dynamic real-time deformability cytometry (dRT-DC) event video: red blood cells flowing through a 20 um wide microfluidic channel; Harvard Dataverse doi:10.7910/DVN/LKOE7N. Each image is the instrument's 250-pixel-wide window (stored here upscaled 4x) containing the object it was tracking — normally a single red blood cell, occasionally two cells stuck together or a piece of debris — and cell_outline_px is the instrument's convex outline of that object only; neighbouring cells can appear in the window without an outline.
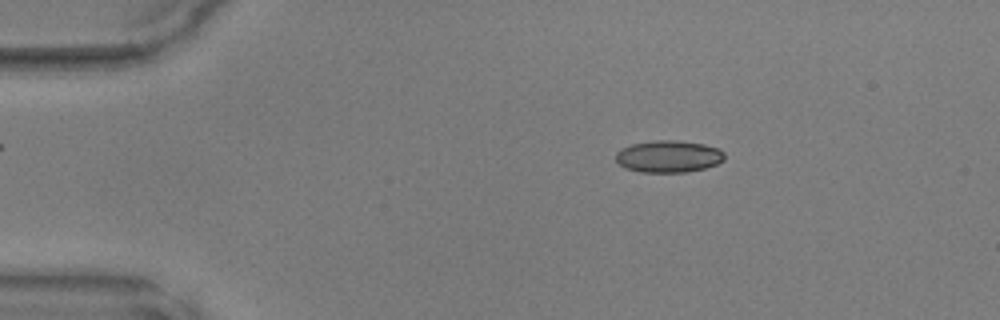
{"species": "common noctule bat (a hibernating species)", "species_latin": "Nyctalus noctula", "temperature_condition": "warm", "stored_images_in_passage": 40, "camera_frame_rate_fps": 3000, "um_per_image_px": 0.085, "animal": {"sex": "male", "body_mass_g": 17.9, "forearm_length_mm": 54.2}, "frame": {"image": 1, "passage_image": 1, "time_ms": 0.0, "image_size_px": [1000, 320], "cell_outline_px": [[724, 160], [716, 164], [704, 168], [688, 172], [640, 172], [624, 168], [616, 160], [616, 152], [620, 148], [632, 144], [656, 140], [676, 140], [704, 144], [720, 148], [724, 152]], "centroid_in_image_um": [56.82, 13.29], "position_along_channel_um": 28.2, "area_um2": 20.4}}
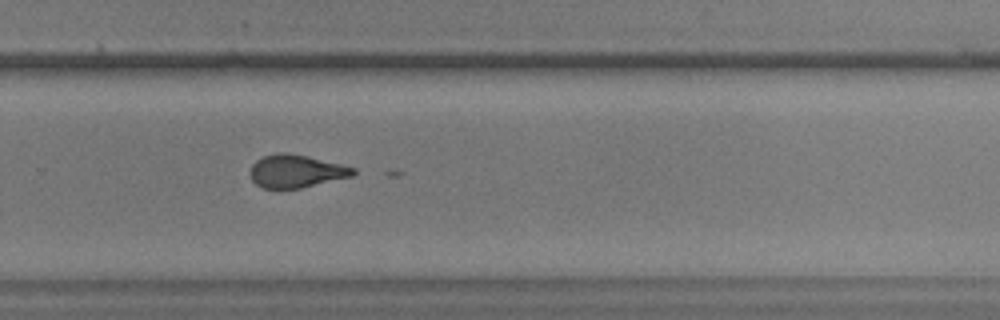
{"frame": {"image": 2, "passage_image": 25, "time_ms": 8.0, "image_size_px": [1000, 320], "cell_outline_px": [[356, 172], [352, 176], [300, 188], [264, 188], [256, 184], [252, 180], [248, 172], [252, 164], [256, 160], [264, 156], [276, 152], [288, 152], [308, 156], [356, 168]], "centroid_in_image_um": [25.13, 14.53], "position_along_channel_um": 304.7, "area_um2": 19.77}}
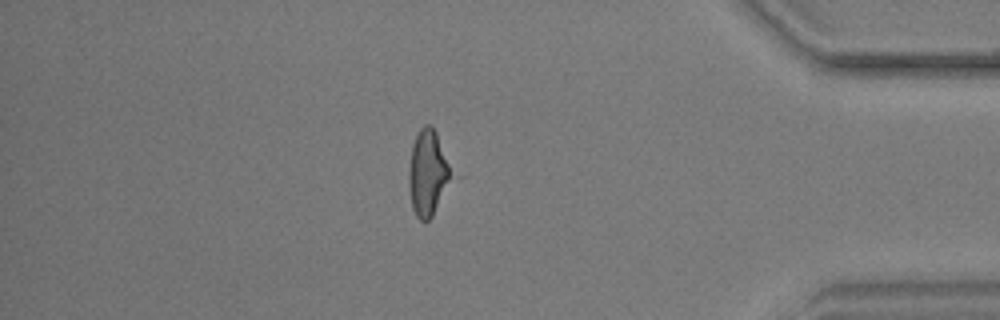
{"frame": {"image": 3, "passage_image": 34, "time_ms": 11.0, "image_size_px": [1000, 320], "cell_outline_px": [[464, 176], [432, 216], [428, 220], [420, 220], [416, 216], [412, 208], [408, 180], [408, 176], [412, 144], [420, 128], [424, 124], [432, 124]], "centroid_in_image_um": [36.62, 14.69], "position_along_channel_um": 398.6, "area_um2": 24.39}}